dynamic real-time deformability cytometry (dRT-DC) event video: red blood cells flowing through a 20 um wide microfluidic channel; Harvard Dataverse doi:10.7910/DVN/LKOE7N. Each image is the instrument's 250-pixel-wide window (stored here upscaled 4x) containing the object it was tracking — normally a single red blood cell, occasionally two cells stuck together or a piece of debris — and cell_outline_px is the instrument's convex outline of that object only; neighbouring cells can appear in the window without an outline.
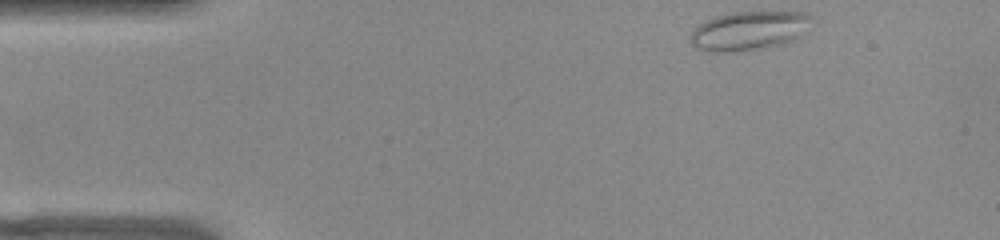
{"species": "common noctule bat (a hibernating species)", "species_latin": "Nyctalus noctula", "temperature_condition": "warm", "stored_images_in_passage": 47, "camera_frame_rate_fps": 3000, "um_per_image_px": 0.085, "animal": {"sex": "female", "body_mass_g": 22.0, "forearm_length_mm": 56.7}, "frame": {"image": 1, "passage_image": 1, "time_ms": 0.0, "image_size_px": [1000, 240], "cell_outline_px": [[816, 24], [800, 36], [792, 40], [780, 44], [764, 48], [736, 52], [708, 52], [696, 48], [688, 40], [688, 36], [700, 24], [716, 16], [732, 12], [808, 12], [812, 16]], "centroid_in_image_um": [63.72, 2.61], "position_along_channel_um": 21.3, "area_um2": 28.03}}
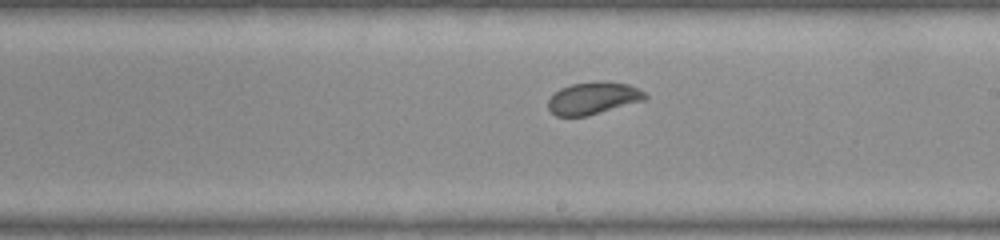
{"frame": {"image": 2, "passage_image": 24, "time_ms": 7.667, "image_size_px": [1000, 240], "cell_outline_px": [[648, 96], [644, 100], [584, 116], [556, 116], [548, 108], [548, 100], [560, 88], [572, 84], [596, 80], [600, 80], [628, 84], [644, 92]], "centroid_in_image_um": [50.4, 8.32], "position_along_channel_um": 238.6, "area_um2": 17.98}}
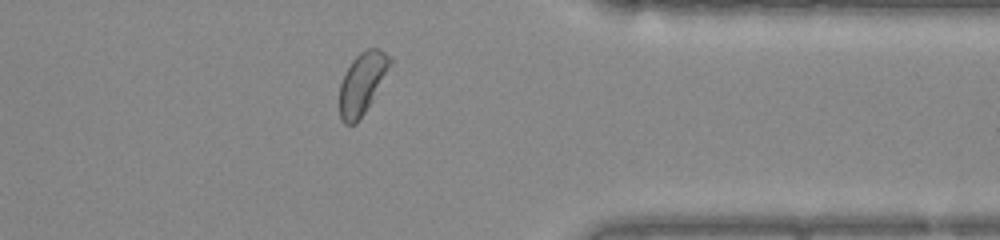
{"frame": {"image": 3, "passage_image": 36, "time_ms": 11.667, "image_size_px": [1000, 240], "cell_outline_px": [[392, 64], [372, 100], [356, 124], [344, 124], [340, 120], [340, 84], [344, 72], [352, 60], [360, 52], [368, 48], [376, 48], [384, 52], [392, 60]], "centroid_in_image_um": [30.77, 7.07], "position_along_channel_um": 380.6, "area_um2": 17.98}, "authors_computed_cell_mechanics": {"area_um2": 19.0162, "velocity_mm_per_s": 3.8398, "shape_relaxation_time_tau1_ms": null, "shape_relaxation_time_tau2_ms": 0.9344, "deformation_change_tau1": null, "deformation_change_tau2": 0.0664}}